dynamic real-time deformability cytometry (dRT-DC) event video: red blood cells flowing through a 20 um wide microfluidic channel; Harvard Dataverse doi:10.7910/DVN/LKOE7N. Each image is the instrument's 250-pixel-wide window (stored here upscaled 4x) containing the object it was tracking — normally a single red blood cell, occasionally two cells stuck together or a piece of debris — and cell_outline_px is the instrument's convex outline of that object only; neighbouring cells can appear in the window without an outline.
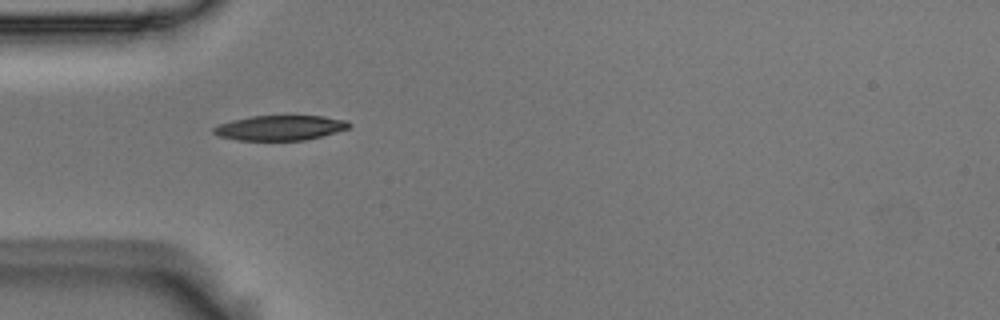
{"species": "Egyptian fruit bat (a non-hibernating species)", "species_latin": "Rousettus aegyptiacus", "temperature_condition": "room temperature", "stored_images_in_passage": 21, "camera_frame_rate_fps": 3000, "um_per_image_px": 0.085, "animal": {"sex": "male"}, "frame": {"image": 1, "passage_image": 1, "time_ms": 0.0, "image_size_px": [1000, 320], "cell_outline_px": [[352, 124], [348, 128], [336, 132], [304, 140], [236, 140], [220, 136], [212, 132], [212, 128], [220, 124], [232, 120], [252, 116], [324, 116], [348, 120]], "centroid_in_image_um": [23.82, 10.86], "position_along_channel_um": 61.2, "area_um2": 19.59}}
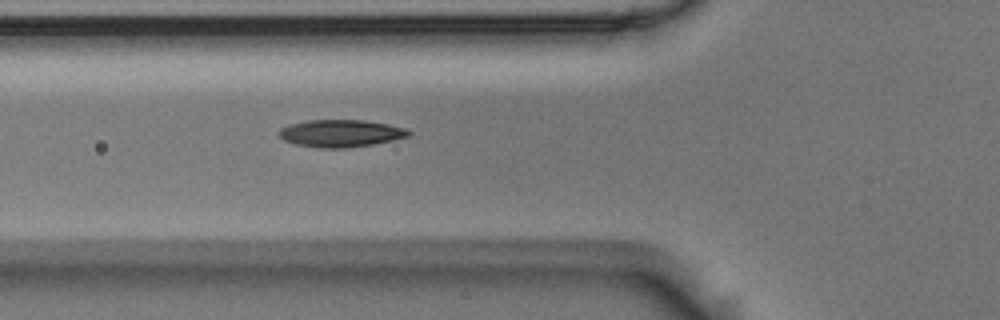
{"frame": {"image": 2, "passage_image": 4, "time_ms": 1.0, "image_size_px": [1000, 320], "cell_outline_px": [[412, 132], [408, 136], [392, 140], [372, 144], [348, 148], [320, 148], [296, 144], [284, 140], [276, 132], [280, 128], [288, 124], [308, 120], [364, 120], [388, 124], [408, 128]], "centroid_in_image_um": [28.95, 11.32], "position_along_channel_um": 96.9, "area_um2": 20.75}}